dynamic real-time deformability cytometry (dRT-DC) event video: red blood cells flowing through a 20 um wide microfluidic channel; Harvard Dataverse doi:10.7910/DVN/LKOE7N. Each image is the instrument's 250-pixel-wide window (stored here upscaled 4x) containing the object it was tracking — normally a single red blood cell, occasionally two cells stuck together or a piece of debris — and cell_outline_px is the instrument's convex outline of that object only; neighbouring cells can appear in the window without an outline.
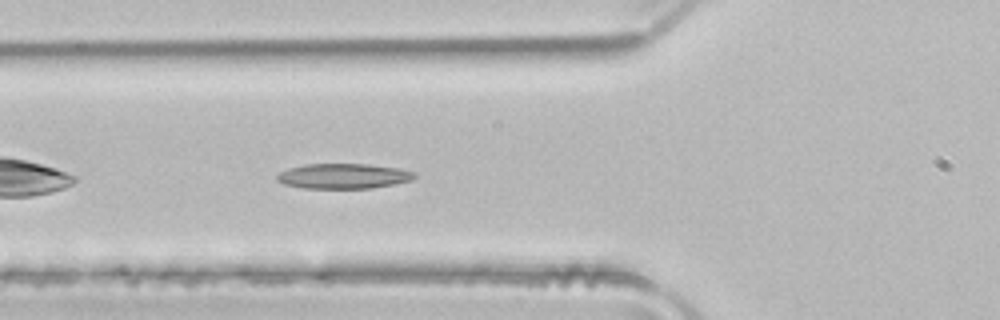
{"species": "common noctule bat (a hibernating species)", "species_latin": "Nyctalus noctula", "temperature_condition": "room temperature", "stored_images_in_passage": 38, "camera_frame_rate_fps": 3000, "um_per_image_px": 0.085, "animal": {"sex": "male", "body_mass_g": 21.5, "forearm_length_mm": 52.0}, "frame": {"image": 1, "passage_image": 5, "time_ms": 1.333, "image_size_px": [1000, 320], "cell_outline_px": [[416, 176], [412, 180], [372, 188], [304, 188], [284, 184], [276, 180], [276, 176], [280, 172], [288, 168], [304, 164], [368, 164], [396, 168], [416, 172]], "centroid_in_image_um": [29.17, 14.96], "position_along_channel_um": 96.6, "area_um2": 20.06}}
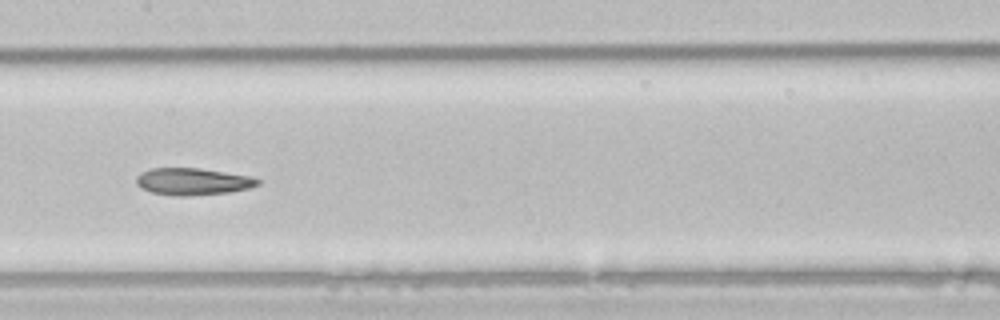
{"frame": {"image": 2, "passage_image": 12, "time_ms": 3.667, "image_size_px": [1000, 320], "cell_outline_px": [[260, 184], [248, 188], [228, 192], [184, 196], [172, 196], [152, 192], [140, 188], [136, 184], [136, 176], [140, 172], [152, 168], [200, 168], [252, 176], [260, 180]], "centroid_in_image_um": [16.36, 15.42], "position_along_channel_um": 191.0, "area_um2": 19.19}}
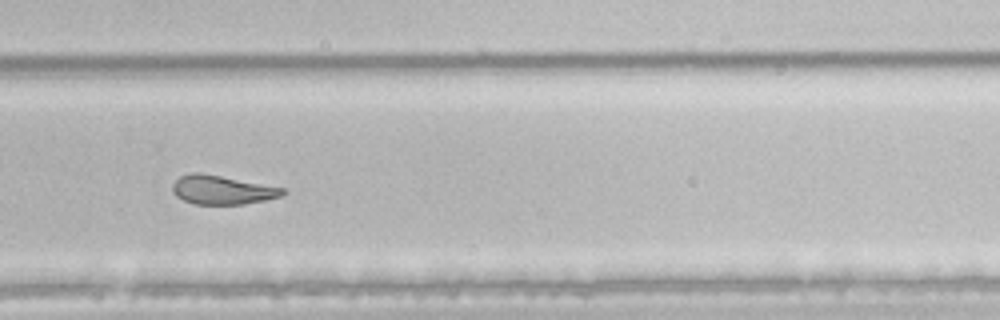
{"frame": {"image": 3, "passage_image": 21, "time_ms": 6.667, "image_size_px": [1000, 320], "cell_outline_px": [[288, 192], [280, 196], [264, 200], [244, 204], [192, 204], [176, 196], [172, 192], [172, 184], [180, 176], [192, 172], [200, 172], [284, 188]], "centroid_in_image_um": [18.85, 16.14], "position_along_channel_um": 311.0, "area_um2": 18.5}, "authors_computed_cell_mechanics": {"area_um2": 19.9988, "velocity_mm_per_s": 4.0192, "shape_relaxation_time_tau1_ms": 7.7892, "shape_relaxation_time_tau2_ms": 4.3012, "deformation_change_tau1": 0.1942, "deformation_change_tau2": 0.1279}}